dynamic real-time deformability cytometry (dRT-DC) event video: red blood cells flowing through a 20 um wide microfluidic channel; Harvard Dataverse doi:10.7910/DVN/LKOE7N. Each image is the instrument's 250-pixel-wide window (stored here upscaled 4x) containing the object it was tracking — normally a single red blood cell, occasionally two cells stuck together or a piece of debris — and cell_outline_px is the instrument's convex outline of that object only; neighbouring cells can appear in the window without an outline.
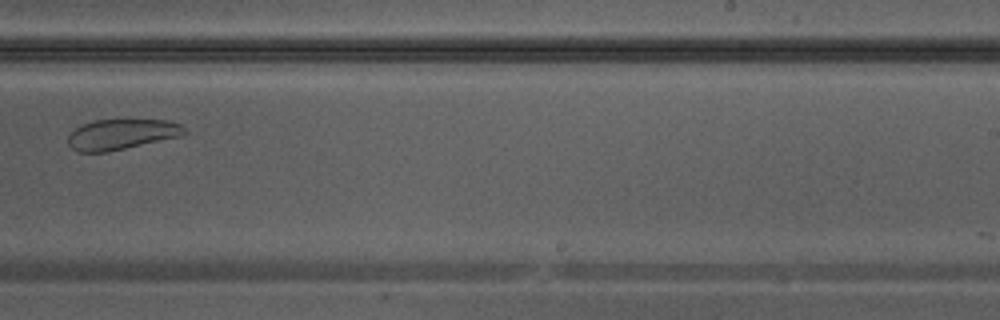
{"species": "Egyptian fruit bat (a non-hibernating species)", "species_latin": "Rousettus aegyptiacus", "temperature_condition": "warm", "stored_images_in_passage": 35, "camera_frame_rate_fps": 3000, "um_per_image_px": 0.085, "animal": {"sex": "male"}, "frame": {"image": 1, "passage_image": 20, "time_ms": 6.333, "image_size_px": [1000, 320], "cell_outline_px": [[188, 132], [180, 136], [108, 152], [80, 152], [72, 148], [68, 144], [68, 136], [76, 128], [92, 120], [168, 120], [180, 124]], "centroid_in_image_um": [10.33, 11.42], "position_along_channel_um": 278.7, "area_um2": 20.46}}